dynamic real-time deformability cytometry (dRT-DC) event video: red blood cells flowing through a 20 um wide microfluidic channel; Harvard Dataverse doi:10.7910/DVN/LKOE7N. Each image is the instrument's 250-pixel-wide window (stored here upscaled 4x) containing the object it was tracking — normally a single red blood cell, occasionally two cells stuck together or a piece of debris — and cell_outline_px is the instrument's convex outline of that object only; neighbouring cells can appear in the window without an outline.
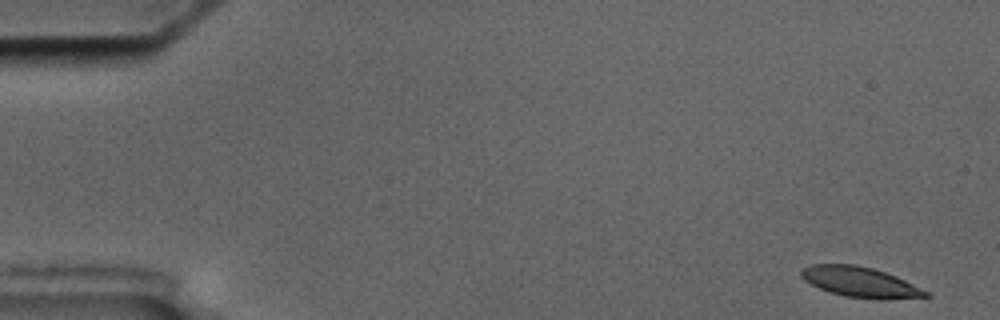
{"species": "common noctule bat (a hibernating species)", "species_latin": "Nyctalus noctula", "temperature_condition": "cold", "stored_images_in_passage": 5, "camera_frame_rate_fps": 3000, "um_per_image_px": 0.085, "animal": {"sex": "male", "body_mass_g": 17.5, "forearm_length_mm": 52.3}, "frame": {"image": 1, "passage_image": 1, "time_ms": 0.0, "image_size_px": [1000, 320], "cell_outline_px": [[932, 296], [844, 296], [820, 288], [804, 280], [800, 276], [800, 272], [804, 268], [812, 264], [856, 264], [872, 268], [896, 276], [932, 292]], "centroid_in_image_um": [73.05, 23.9], "position_along_channel_um": 11.9, "area_um2": 20.81}}
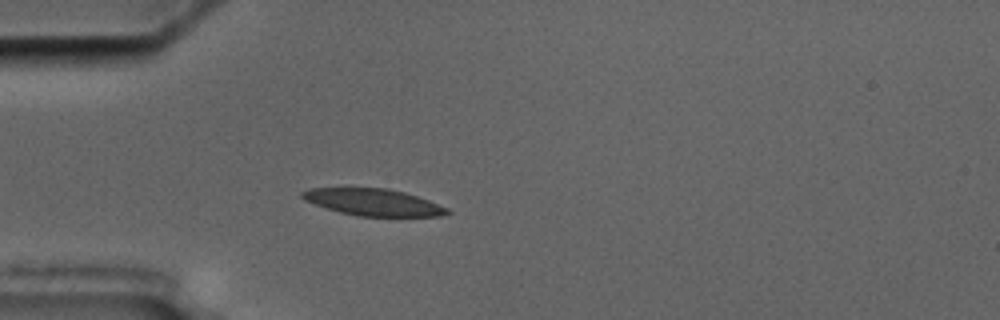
{"frame": {"image": 2, "passage_image": 5, "time_ms": 4.667, "image_size_px": [1000, 320], "cell_outline_px": [[452, 212], [440, 216], [356, 216], [340, 212], [304, 200], [300, 196], [300, 192], [308, 188], [388, 188], [404, 192], [428, 200], [448, 208]], "centroid_in_image_um": [31.72, 17.18], "position_along_channel_um": 53.3, "area_um2": 22.54}}